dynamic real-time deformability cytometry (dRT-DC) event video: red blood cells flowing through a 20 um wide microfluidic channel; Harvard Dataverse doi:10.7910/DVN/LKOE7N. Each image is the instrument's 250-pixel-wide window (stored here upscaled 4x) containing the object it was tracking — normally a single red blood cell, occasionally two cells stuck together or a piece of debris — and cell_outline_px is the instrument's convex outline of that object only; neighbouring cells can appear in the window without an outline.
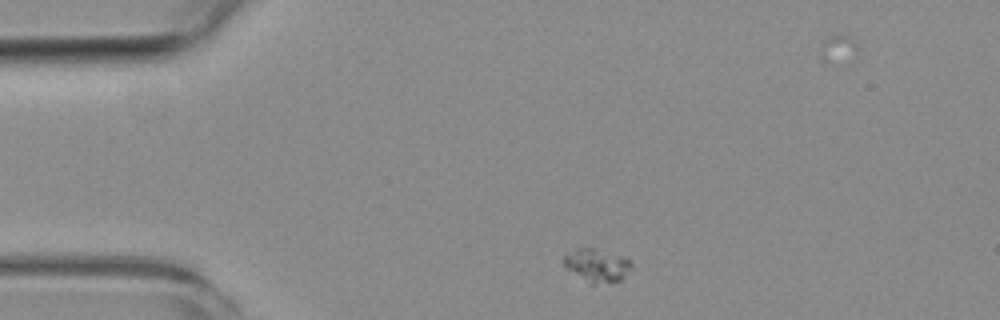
{"species": "common noctule bat (a hibernating species)", "species_latin": "Nyctalus noctula", "temperature_condition": "room temperature", "stored_images_in_passage": 2, "camera_frame_rate_fps": 3000, "um_per_image_px": 0.085, "animal": {"sex": "female", "body_mass_g": 19.3, "forearm_length_mm": 54.1}, "frame": {"image": 1, "passage_image": 1, "time_ms": 0.0, "image_size_px": [1000, 320], "cell_outline_px": [[632, 264], [624, 276], [620, 280], [592, 284], [564, 268], [564, 256], [576, 248], [592, 248], [624, 256], [632, 260]], "centroid_in_image_um": [50.73, 22.53], "position_along_channel_um": 34.3, "area_um2": 12.83}}